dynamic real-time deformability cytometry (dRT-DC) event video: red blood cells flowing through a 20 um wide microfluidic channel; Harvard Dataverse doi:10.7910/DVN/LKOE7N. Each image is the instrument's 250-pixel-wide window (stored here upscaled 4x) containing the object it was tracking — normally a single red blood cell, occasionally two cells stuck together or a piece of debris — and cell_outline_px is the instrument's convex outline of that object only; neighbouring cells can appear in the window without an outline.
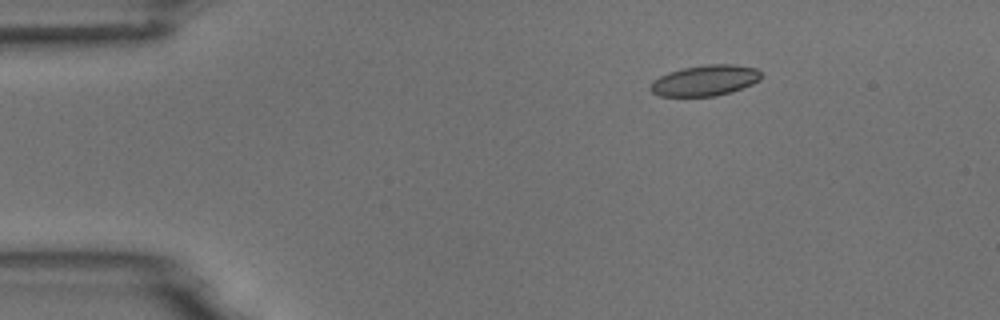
{"species": "common noctule bat (a hibernating species)", "species_latin": "Nyctalus noctula", "temperature_condition": "room temperature", "stored_images_in_passage": 3, "camera_frame_rate_fps": 3000, "um_per_image_px": 0.085, "animal": {"sex": "male", "body_mass_g": 18.8}, "frame": {"image": 1, "passage_image": 1, "time_ms": 0.0, "image_size_px": [1000, 320], "cell_outline_px": [[760, 80], [752, 84], [732, 92], [712, 96], [660, 96], [652, 92], [648, 88], [652, 80], [668, 72], [684, 68], [704, 64], [736, 64], [756, 68], [760, 72]], "centroid_in_image_um": [59.91, 6.83], "position_along_channel_um": 25.1, "area_um2": 19.94}}